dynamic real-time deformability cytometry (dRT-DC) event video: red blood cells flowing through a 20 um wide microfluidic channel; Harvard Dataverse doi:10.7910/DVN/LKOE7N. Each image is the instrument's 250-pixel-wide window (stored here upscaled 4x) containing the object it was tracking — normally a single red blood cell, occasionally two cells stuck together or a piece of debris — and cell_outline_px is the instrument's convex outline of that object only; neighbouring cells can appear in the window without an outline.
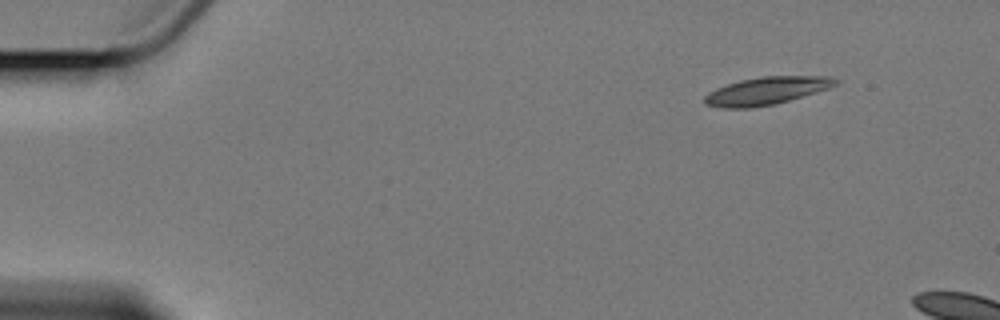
{"species": "Egyptian fruit bat (a non-hibernating species)", "species_latin": "Rousettus aegyptiacus", "temperature_condition": "cold", "stored_images_in_passage": 3, "camera_frame_rate_fps": 3000, "um_per_image_px": 0.085, "animal": {"sex": "female"}, "frame": {"image": 1, "passage_image": 1, "time_ms": 0.0, "image_size_px": [1000, 320], "cell_outline_px": [[840, 80], [836, 84], [828, 88], [788, 100], [772, 104], [752, 108], [724, 108], [704, 104], [704, 96], [708, 92], [716, 88], [740, 80], [760, 76], [832, 76]], "centroid_in_image_um": [65.12, 7.71], "position_along_channel_um": 19.9, "area_um2": 20.98}}